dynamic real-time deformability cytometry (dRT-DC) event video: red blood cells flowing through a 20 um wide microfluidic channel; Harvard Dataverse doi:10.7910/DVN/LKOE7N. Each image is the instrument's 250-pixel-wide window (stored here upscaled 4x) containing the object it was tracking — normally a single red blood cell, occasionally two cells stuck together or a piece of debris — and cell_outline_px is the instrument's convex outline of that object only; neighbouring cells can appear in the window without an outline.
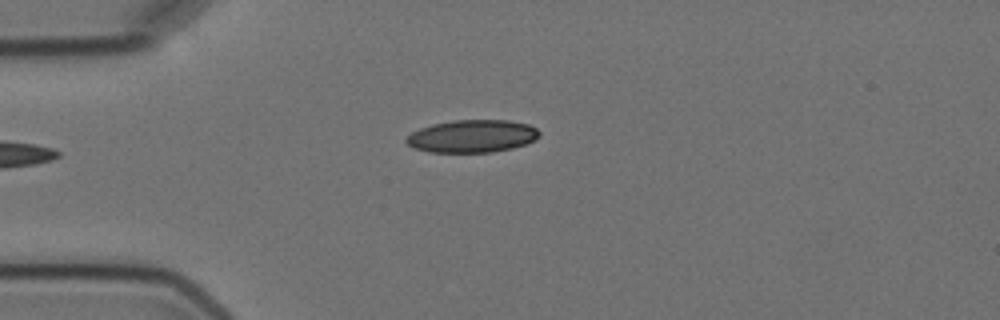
{"species": "Egyptian fruit bat (a non-hibernating species)", "species_latin": "Rousettus aegyptiacus", "temperature_condition": "cold", "stored_images_in_passage": 15, "camera_frame_rate_fps": 3000, "um_per_image_px": 0.085, "animal": {"sex": "female"}, "frame": {"image": 1, "passage_image": 4, "time_ms": 4.333, "image_size_px": [1000, 320], "cell_outline_px": [[540, 136], [536, 140], [512, 148], [492, 152], [428, 152], [412, 148], [404, 140], [412, 132], [420, 128], [432, 124], [452, 120], [508, 120], [528, 124], [536, 128], [540, 132]], "centroid_in_image_um": [40.13, 11.57], "position_along_channel_um": 44.9, "area_um2": 25.43}}
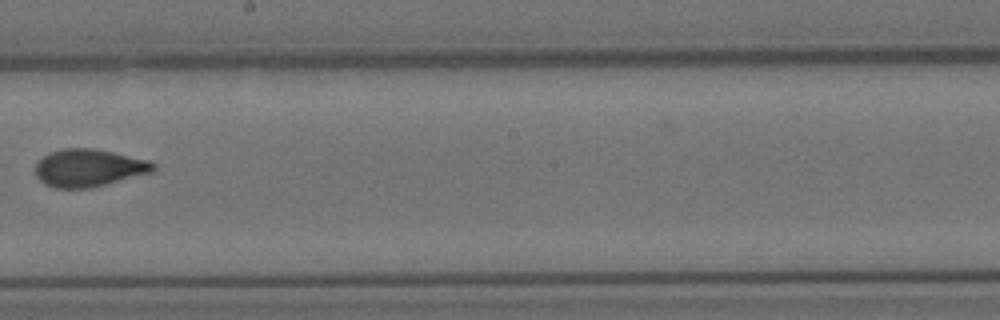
{"frame": {"image": 2, "passage_image": 9, "time_ms": 10.333, "image_size_px": [1000, 320], "cell_outline_px": [[156, 168], [152, 172], [92, 188], [56, 188], [44, 184], [36, 176], [36, 164], [44, 156], [52, 152], [64, 148], [92, 148], [112, 152], [148, 160], [156, 164]], "centroid_in_image_um": [7.55, 14.28], "position_along_channel_um": 240.6, "area_um2": 25.66}}
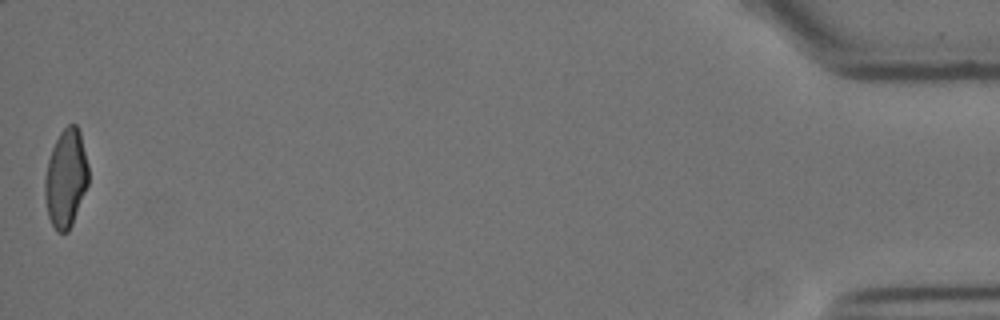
{"frame": {"image": 3, "passage_image": 15, "time_ms": 18.333, "image_size_px": [1000, 320], "cell_outline_px": [[88, 184], [72, 224], [68, 232], [56, 232], [48, 216], [44, 196], [44, 180], [48, 160], [52, 148], [60, 132], [68, 124], [76, 124], [80, 132], [88, 164]], "centroid_in_image_um": [5.59, 15.16], "position_along_channel_um": 429.6, "area_um2": 24.91}, "authors_computed_cell_mechanics": {"area_um2": 25.4898, "velocity_mm_per_s": 3.5685, "shape_relaxation_time_tau1_ms": 4.5278, "shape_relaxation_time_tau2_ms": 1.4354, "deformation_change_tau1": 0.1475, "deformation_change_tau2": 0.0729}}